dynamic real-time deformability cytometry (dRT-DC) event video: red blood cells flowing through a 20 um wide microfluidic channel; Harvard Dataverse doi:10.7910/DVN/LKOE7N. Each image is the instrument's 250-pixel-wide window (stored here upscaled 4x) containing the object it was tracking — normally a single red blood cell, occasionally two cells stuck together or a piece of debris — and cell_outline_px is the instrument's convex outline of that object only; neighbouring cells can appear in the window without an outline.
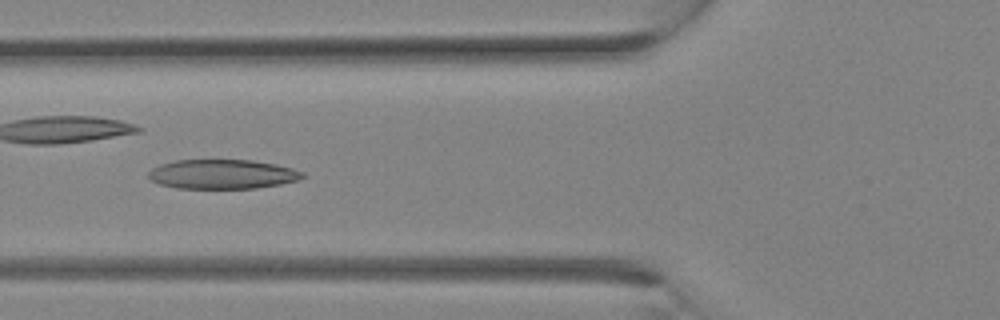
{"species": "Egyptian fruit bat (a non-hibernating species)", "species_latin": "Rousettus aegyptiacus", "temperature_condition": "room temperature", "stored_images_in_passage": 12, "camera_frame_rate_fps": 3000, "um_per_image_px": 0.085, "animal": {"sex": "female"}, "frame": {"image": 1, "passage_image": 7, "time_ms": 2.0, "image_size_px": [1000, 320], "cell_outline_px": [[304, 176], [296, 180], [280, 184], [256, 188], [176, 188], [160, 184], [152, 180], [148, 176], [148, 172], [152, 168], [160, 164], [176, 160], [252, 160], [276, 164], [292, 168], [304, 172]], "centroid_in_image_um": [18.89, 14.8], "position_along_channel_um": 106.9, "area_um2": 26.3}}
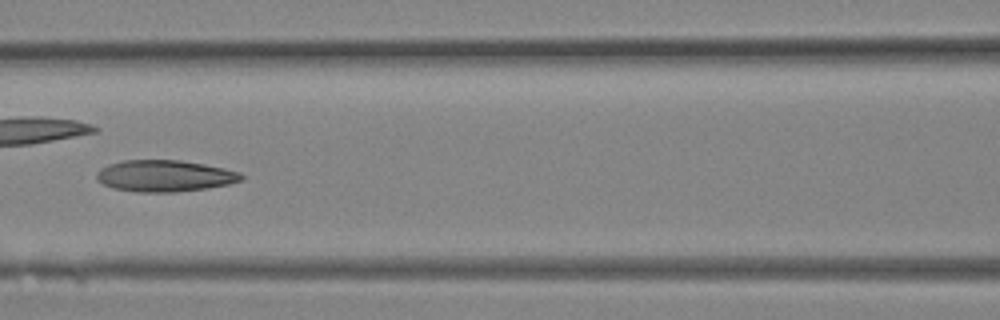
{"frame": {"image": 2, "passage_image": 9, "time_ms": 2.667, "image_size_px": [1000, 320], "cell_outline_px": [[244, 180], [228, 184], [208, 188], [176, 192], [136, 192], [112, 188], [96, 180], [96, 172], [100, 168], [108, 164], [124, 160], [180, 160], [204, 164], [224, 168], [240, 172], [244, 176]], "centroid_in_image_um": [13.99, 14.95], "position_along_channel_um": 152.6, "area_um2": 26.82}}